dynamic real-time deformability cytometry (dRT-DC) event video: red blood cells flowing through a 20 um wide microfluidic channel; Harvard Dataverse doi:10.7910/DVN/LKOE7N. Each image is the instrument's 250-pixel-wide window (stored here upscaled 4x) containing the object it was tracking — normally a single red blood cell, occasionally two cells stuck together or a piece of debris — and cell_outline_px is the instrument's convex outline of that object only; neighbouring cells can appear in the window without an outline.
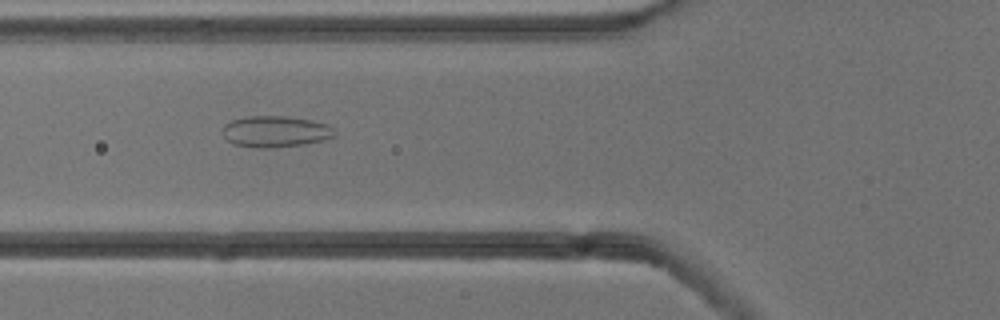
{"species": "common noctule bat (a hibernating species)", "species_latin": "Nyctalus noctula", "temperature_condition": "cold", "stored_images_in_passage": 33, "camera_frame_rate_fps": 3000, "um_per_image_px": 0.085, "animal": {"sex": "male", "body_mass_g": 13.3}, "frame": {"image": 1, "passage_image": 6, "time_ms": 1.667, "image_size_px": [1000, 320], "cell_outline_px": [[336, 132], [332, 136], [324, 140], [304, 144], [268, 148], [256, 148], [232, 144], [224, 136], [224, 124], [232, 120], [248, 116], [288, 116], [312, 120], [328, 124]], "centroid_in_image_um": [23.41, 11.18], "position_along_channel_um": 102.4, "area_um2": 20.4}}
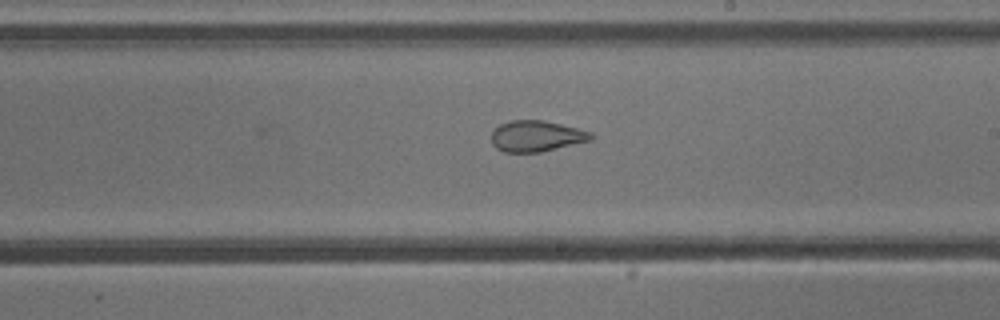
{"frame": {"image": 2, "passage_image": 17, "time_ms": 5.333, "image_size_px": [1000, 320], "cell_outline_px": [[592, 140], [540, 152], [504, 152], [496, 148], [492, 144], [492, 132], [500, 124], [512, 120], [544, 120], [592, 132]], "centroid_in_image_um": [45.58, 11.57], "position_along_channel_um": 243.4, "area_um2": 17.86}}
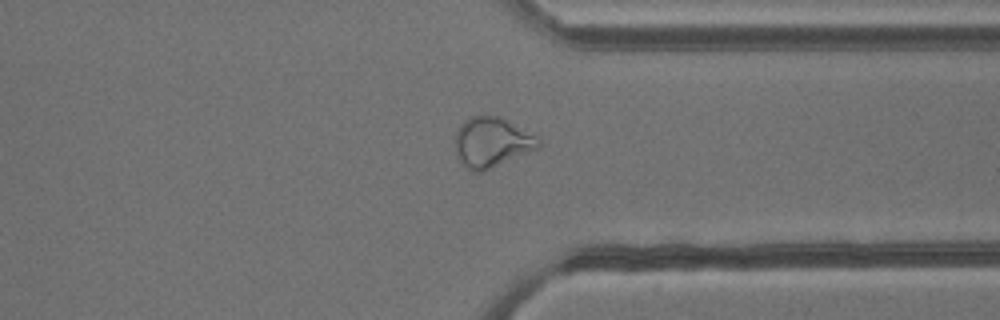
{"frame": {"image": 3, "passage_image": 27, "time_ms": 8.667, "image_size_px": [1000, 320], "cell_outline_px": [[540, 148], [480, 172], [472, 172], [456, 156], [456, 132], [460, 124], [464, 120], [472, 116], [500, 116], [536, 136], [540, 140]], "centroid_in_image_um": [41.8, 12.08], "position_along_channel_um": 369.6, "area_um2": 23.99}, "authors_computed_cell_mechanics": {"area_um2": 19.5942, "velocity_mm_per_s": 3.8363, "shape_relaxation_time_tau1_ms": null, "shape_relaxation_time_tau2_ms": 1.4135, "deformation_change_tau1": null, "deformation_change_tau2": 0.0861}}